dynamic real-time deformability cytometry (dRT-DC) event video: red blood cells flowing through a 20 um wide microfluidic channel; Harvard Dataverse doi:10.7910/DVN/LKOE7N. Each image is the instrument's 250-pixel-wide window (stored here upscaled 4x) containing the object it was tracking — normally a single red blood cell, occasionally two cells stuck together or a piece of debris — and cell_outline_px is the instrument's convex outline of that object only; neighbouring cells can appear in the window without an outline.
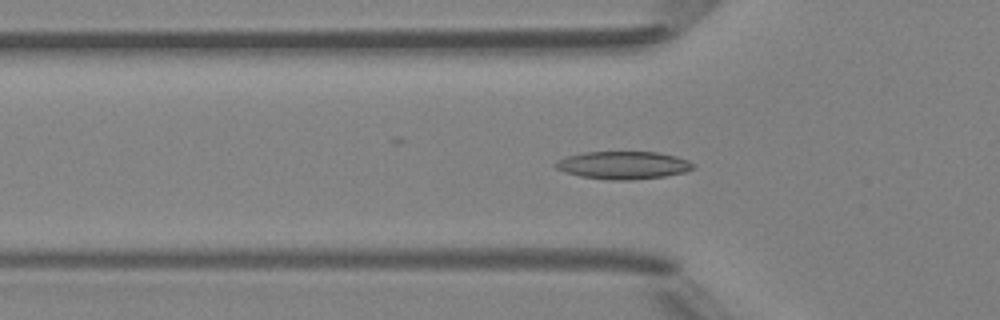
{"species": "Egyptian fruit bat (a non-hibernating species)", "species_latin": "Rousettus aegyptiacus", "temperature_condition": "room temperature", "stored_images_in_passage": 46, "camera_frame_rate_fps": 3000, "um_per_image_px": 0.085, "animal": {"sex": "female"}, "frame": {"image": 1, "passage_image": 14, "time_ms": 4.333, "image_size_px": [1000, 320], "cell_outline_px": [[696, 164], [692, 168], [684, 172], [664, 176], [628, 180], [612, 180], [580, 176], [564, 172], [556, 168], [552, 164], [556, 160], [568, 156], [584, 152], [656, 152], [676, 156], [688, 160]], "centroid_in_image_um": [52.94, 14.03], "position_along_channel_um": 72.9, "area_um2": 22.2}}
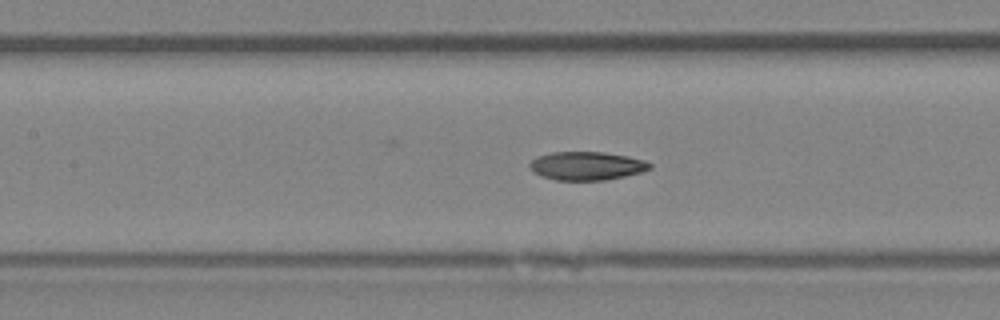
{"frame": {"image": 2, "passage_image": 20, "time_ms": 6.333, "image_size_px": [1000, 320], "cell_outline_px": [[652, 168], [640, 172], [624, 176], [604, 180], [556, 180], [540, 176], [528, 168], [528, 164], [536, 156], [552, 152], [604, 152], [628, 156], [644, 160], [652, 164]], "centroid_in_image_um": [49.83, 14.09], "position_along_channel_um": 157.6, "area_um2": 20.0}}
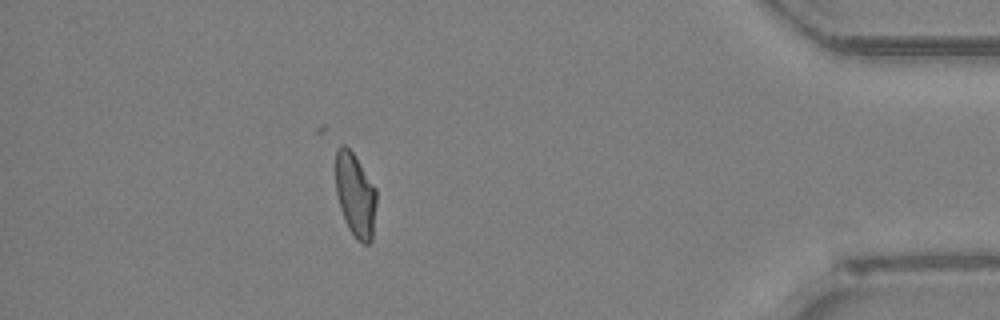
{"frame": {"image": 3, "passage_image": 41, "time_ms": 13.333, "image_size_px": [1000, 320], "cell_outline_px": [[376, 204], [372, 240], [368, 244], [364, 244], [356, 240], [348, 228], [344, 220], [340, 208], [336, 192], [336, 152], [340, 144], [344, 144], [352, 152], [376, 188]], "centroid_in_image_um": [30.2, 16.61], "position_along_channel_um": 405.0, "area_um2": 19.94}, "authors_computed_cell_mechanics": {"area_um2": 20.1722, "velocity_mm_per_s": 4.2313, "shape_relaxation_time_tau1_ms": 4.3652, "shape_relaxation_time_tau2_ms": 2.744, "deformation_change_tau1": 0.1535, "deformation_change_tau2": 0.0811}}